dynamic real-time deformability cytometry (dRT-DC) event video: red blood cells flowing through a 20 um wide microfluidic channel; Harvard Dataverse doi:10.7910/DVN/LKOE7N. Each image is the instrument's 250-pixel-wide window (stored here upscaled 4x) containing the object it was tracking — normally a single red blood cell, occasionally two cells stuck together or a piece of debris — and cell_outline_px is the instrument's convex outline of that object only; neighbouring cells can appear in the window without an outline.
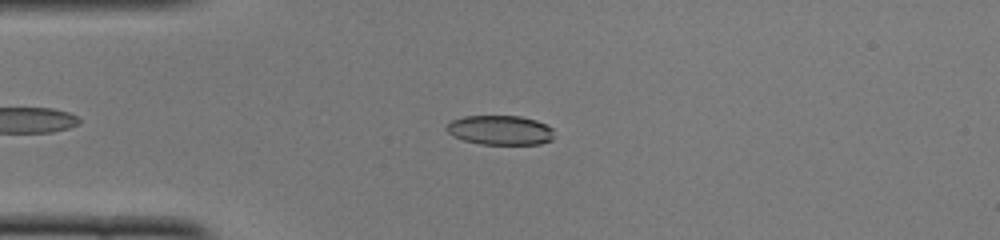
{"species": "common noctule bat (a hibernating species)", "species_latin": "Nyctalus noctula", "temperature_condition": "cold", "stored_images_in_passage": 46, "camera_frame_rate_fps": 3000, "um_per_image_px": 0.085, "animal": {"sex": "female", "body_mass_g": 22.0, "forearm_length_mm": 56.7}, "frame": {"image": 1, "passage_image": 12, "time_ms": 3.667, "image_size_px": [1000, 240], "cell_outline_px": [[552, 140], [540, 144], [480, 144], [464, 140], [452, 136], [444, 128], [452, 120], [464, 116], [520, 116], [536, 120], [552, 128]], "centroid_in_image_um": [42.48, 11.06], "position_along_channel_um": 42.5, "area_um2": 18.44}}
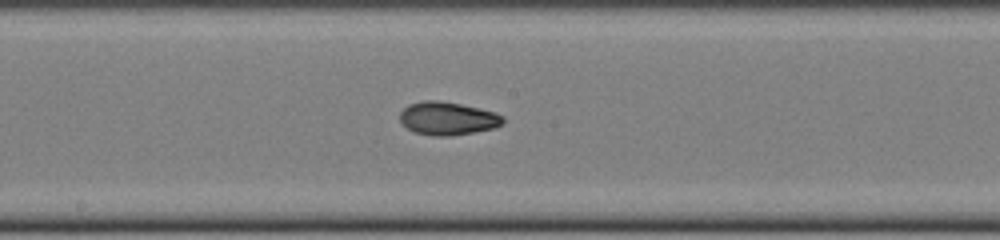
{"frame": {"image": 2, "passage_image": 26, "time_ms": 8.333, "image_size_px": [1000, 240], "cell_outline_px": [[504, 124], [496, 128], [448, 136], [432, 136], [412, 132], [400, 120], [400, 112], [408, 104], [424, 100], [436, 100], [460, 104], [496, 112], [504, 116]], "centroid_in_image_um": [38.06, 10.07], "position_along_channel_um": 210.1, "area_um2": 20.0}}
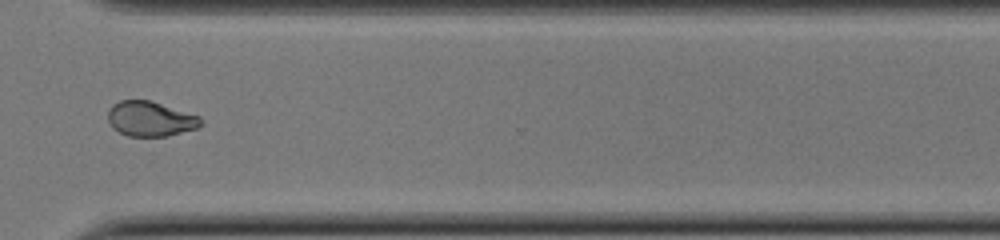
{"frame": {"image": 3, "passage_image": 37, "time_ms": 12.0, "image_size_px": [1000, 240], "cell_outline_px": [[200, 124], [196, 128], [168, 136], [128, 136], [112, 128], [108, 120], [108, 112], [112, 104], [120, 100], [152, 100], [200, 116]], "centroid_in_image_um": [12.75, 10.09], "position_along_channel_um": 357.8, "area_um2": 18.9}, "authors_computed_cell_mechanics": {"area_um2": 19.1607, "velocity_mm_per_s": 4.0104, "shape_relaxation_time_tau1_ms": 11.0966, "shape_relaxation_time_tau2_ms": 2.2249, "deformation_change_tau1": 0.2681, "deformation_change_tau2": 0.0603}}